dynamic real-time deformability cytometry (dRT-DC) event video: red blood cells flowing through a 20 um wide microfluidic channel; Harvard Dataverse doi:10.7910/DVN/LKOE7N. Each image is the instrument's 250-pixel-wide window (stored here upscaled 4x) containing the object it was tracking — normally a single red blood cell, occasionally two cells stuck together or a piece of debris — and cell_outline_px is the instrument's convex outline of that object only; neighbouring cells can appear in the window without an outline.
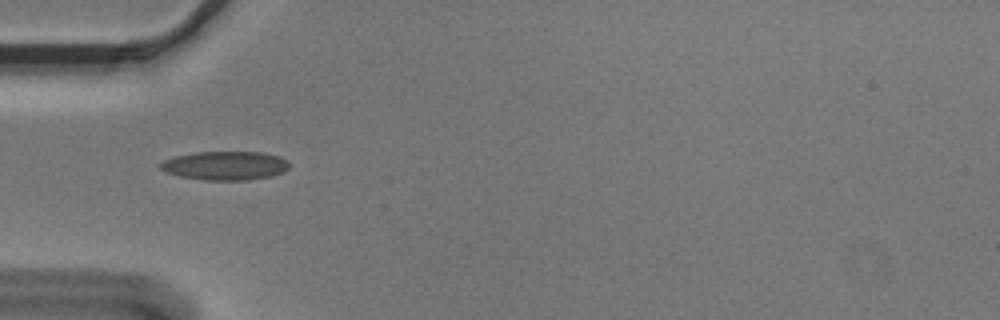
{"species": "Egyptian fruit bat (a non-hibernating species)", "species_latin": "Rousettus aegyptiacus", "temperature_condition": "cold", "stored_images_in_passage": 34, "camera_frame_rate_fps": 3000, "um_per_image_px": 0.085, "animal": {"sex": "male"}, "frame": {"image": 1, "passage_image": 1, "time_ms": 0.0, "image_size_px": [1000, 320], "cell_outline_px": [[288, 168], [284, 172], [272, 176], [248, 180], [204, 180], [180, 176], [164, 172], [160, 168], [160, 164], [164, 160], [176, 156], [196, 152], [264, 152], [280, 156], [288, 160]], "centroid_in_image_um": [19.17, 14.08], "position_along_channel_um": 65.8, "area_um2": 21.73}}
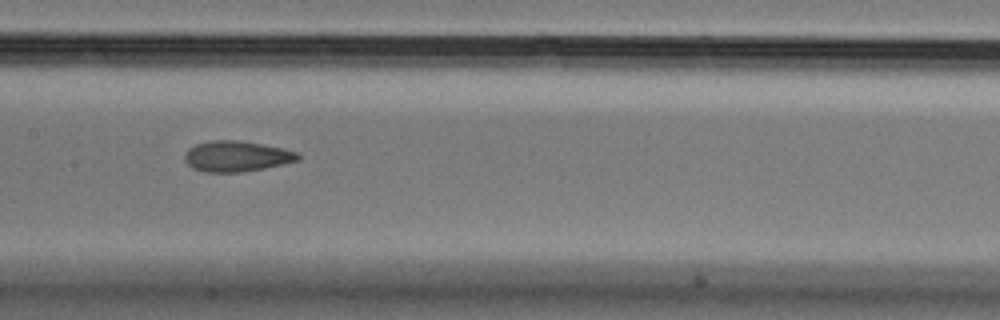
{"frame": {"image": 2, "passage_image": 11, "time_ms": 3.333, "image_size_px": [1000, 320], "cell_outline_px": [[300, 160], [284, 164], [264, 168], [240, 172], [204, 172], [192, 168], [184, 160], [184, 152], [188, 148], [196, 144], [212, 140], [240, 140], [300, 152]], "centroid_in_image_um": [20.09, 13.28], "position_along_channel_um": 187.3, "area_um2": 20.35}}
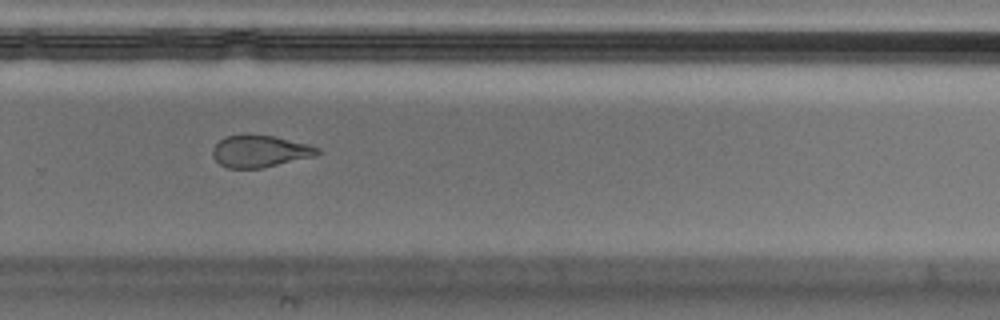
{"frame": {"image": 3, "passage_image": 21, "time_ms": 6.667, "image_size_px": [1000, 320], "cell_outline_px": [[320, 152], [316, 156], [264, 168], [228, 168], [220, 164], [212, 156], [212, 148], [224, 136], [272, 136], [308, 144], [320, 148]], "centroid_in_image_um": [22.11, 12.88], "position_along_channel_um": 307.7, "area_um2": 19.31}, "authors_computed_cell_mechanics": {"area_um2": 20.6057, "velocity_mm_per_s": 3.6277, "shape_relaxation_time_tau1_ms": 7.6159, "shape_relaxation_time_tau2_ms": 2.5599, "deformation_change_tau1": 0.1649, "deformation_change_tau2": 0.0961}}